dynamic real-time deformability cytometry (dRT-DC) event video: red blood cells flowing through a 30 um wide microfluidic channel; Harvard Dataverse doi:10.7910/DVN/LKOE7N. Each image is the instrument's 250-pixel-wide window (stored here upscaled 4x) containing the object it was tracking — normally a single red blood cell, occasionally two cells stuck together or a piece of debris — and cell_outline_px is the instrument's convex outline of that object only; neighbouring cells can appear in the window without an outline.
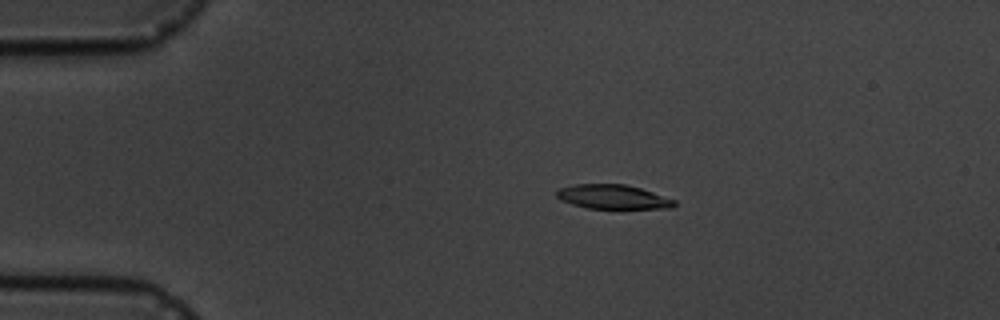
{"species": "common noctule bat (a hibernating species)", "species_latin": "Nyctalus noctula", "temperature_condition": "cold", "stored_images_in_passage": 5, "camera_frame_rate_fps": 3000, "um_per_image_px": 0.085, "animal": {"sex": "male", "body_mass_g": 19.5, "forearm_length_mm": 54.6}, "frame": {"image": 1, "passage_image": 3, "time_ms": 3.0, "image_size_px": [1000, 320], "cell_outline_px": [[676, 204], [672, 208], [588, 208], [572, 204], [560, 200], [556, 196], [556, 192], [560, 188], [572, 184], [624, 184], [640, 188], [676, 200]], "centroid_in_image_um": [52.08, 16.73], "position_along_channel_um": 32.9, "area_um2": 16.53}}
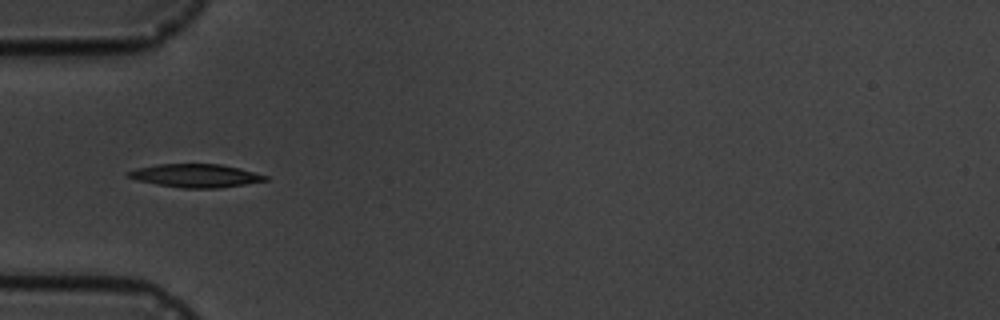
{"frame": {"image": 2, "passage_image": 5, "time_ms": 5.333, "image_size_px": [1000, 320], "cell_outline_px": [[268, 180], [220, 188], [184, 188], [156, 184], [136, 180], [124, 176], [124, 172], [136, 168], [156, 164], [220, 164], [240, 168], [268, 176]], "centroid_in_image_um": [16.56, 14.92], "position_along_channel_um": 68.4, "area_um2": 18.73}}